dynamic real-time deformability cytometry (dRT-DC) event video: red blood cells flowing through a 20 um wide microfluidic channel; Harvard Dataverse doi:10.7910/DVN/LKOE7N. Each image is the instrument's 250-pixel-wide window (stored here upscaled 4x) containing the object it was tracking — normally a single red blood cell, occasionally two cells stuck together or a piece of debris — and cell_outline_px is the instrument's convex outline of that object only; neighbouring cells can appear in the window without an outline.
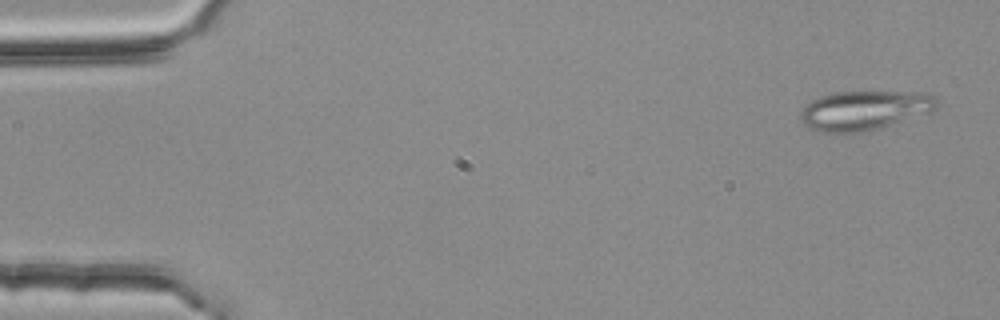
{"species": "common noctule bat (a hibernating species)", "species_latin": "Nyctalus noctula", "temperature_condition": "room temperature", "stored_images_in_passage": 4, "camera_frame_rate_fps": 3000, "um_per_image_px": 0.085, "animal": {"sex": "female", "body_mass_g": 25.1}, "frame": {"image": 1, "passage_image": 1, "time_ms": 0.0, "image_size_px": [1000, 320], "cell_outline_px": [[940, 104], [936, 108], [928, 112], [868, 132], [824, 132], [808, 128], [800, 120], [800, 112], [812, 100], [820, 96], [836, 92], [920, 92], [932, 96]], "centroid_in_image_um": [73.45, 9.38], "position_along_channel_um": 11.6, "area_um2": 30.98}}